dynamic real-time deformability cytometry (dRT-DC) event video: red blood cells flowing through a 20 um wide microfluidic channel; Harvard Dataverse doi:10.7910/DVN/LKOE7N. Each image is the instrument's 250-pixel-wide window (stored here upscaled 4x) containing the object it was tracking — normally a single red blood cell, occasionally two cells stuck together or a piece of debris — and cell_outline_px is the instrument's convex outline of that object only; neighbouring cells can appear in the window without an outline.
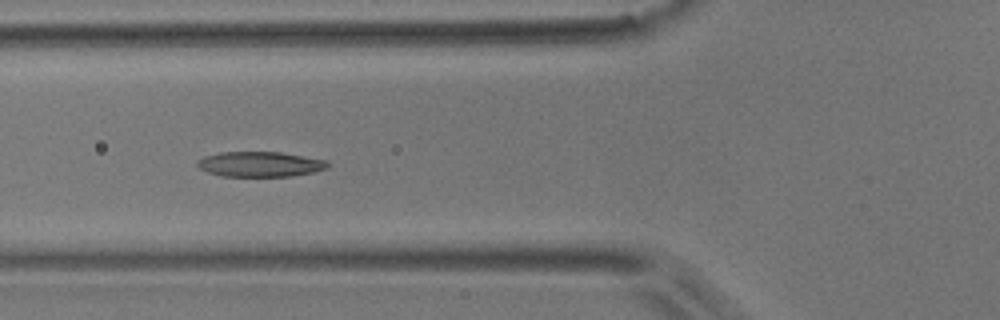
{"species": "common noctule bat (a hibernating species)", "species_latin": "Nyctalus noctula", "temperature_condition": "room temperature", "stored_images_in_passage": 27, "camera_frame_rate_fps": 3000, "um_per_image_px": 0.085, "animal": {"sex": "male", "body_mass_g": 17.9}, "frame": {"image": 1, "passage_image": 8, "time_ms": 2.333, "image_size_px": [1000, 320], "cell_outline_px": [[332, 164], [328, 168], [316, 172], [292, 176], [220, 176], [208, 172], [200, 168], [196, 164], [196, 160], [204, 156], [220, 152], [280, 152], [328, 160]], "centroid_in_image_um": [22.15, 13.95], "position_along_channel_um": 103.7, "area_um2": 19.36}, "authors_computed_cell_mechanics": {"area_um2": 17.8602, "velocity_mm_per_s": 3.9092, "shape_relaxation_time_tau1_ms": 1.2101, "shape_relaxation_time_tau2_ms": 0.8564, "deformation_change_tau1": 0.1079, "deformation_change_tau2": 0.0767}}